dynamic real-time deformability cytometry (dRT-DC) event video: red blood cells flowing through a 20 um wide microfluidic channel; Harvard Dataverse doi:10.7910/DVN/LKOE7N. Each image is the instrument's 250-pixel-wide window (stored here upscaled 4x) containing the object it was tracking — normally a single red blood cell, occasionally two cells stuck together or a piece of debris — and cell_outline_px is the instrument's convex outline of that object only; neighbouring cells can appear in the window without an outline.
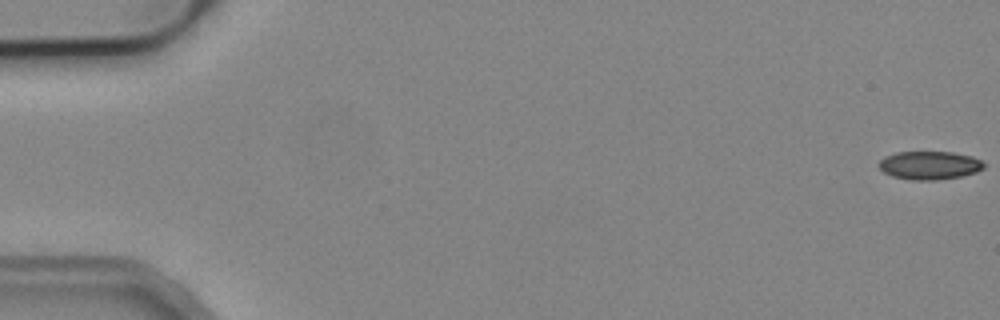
{"species": "common noctule bat (a hibernating species)", "species_latin": "Nyctalus noctula", "temperature_condition": "cold", "stored_images_in_passage": 8, "camera_frame_rate_fps": 3000, "um_per_image_px": 0.085, "animal": {"sex": "male", "body_mass_g": 19.2, "forearm_length_mm": 51.8}, "frame": {"image": 1, "passage_image": 1, "time_ms": 0.0, "image_size_px": [1000, 320], "cell_outline_px": [[984, 168], [976, 172], [960, 176], [936, 180], [912, 180], [892, 176], [884, 172], [876, 164], [884, 156], [896, 152], [952, 152], [972, 156], [980, 160], [984, 164]], "centroid_in_image_um": [78.97, 14.05], "position_along_channel_um": 6.0, "area_um2": 17.34}}
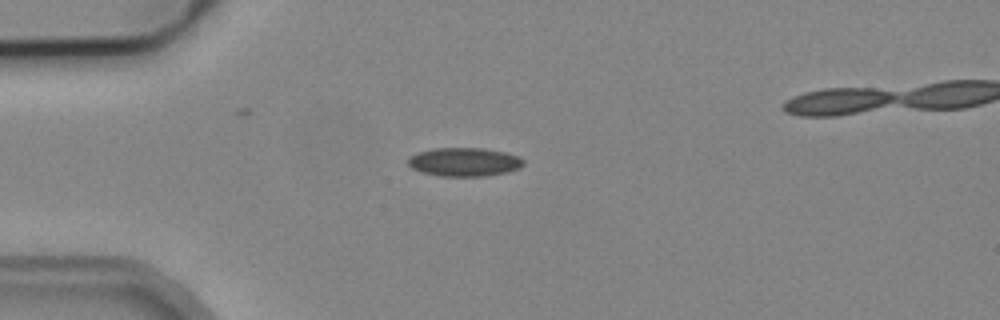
{"frame": {"image": 2, "passage_image": 5, "time_ms": 4.667, "image_size_px": [1000, 320], "cell_outline_px": [[524, 164], [520, 168], [508, 172], [488, 176], [440, 176], [420, 172], [412, 168], [408, 164], [408, 156], [420, 152], [436, 148], [484, 148], [504, 152], [520, 156], [524, 160]], "centroid_in_image_um": [39.49, 13.77], "position_along_channel_um": 45.5, "area_um2": 19.42}}